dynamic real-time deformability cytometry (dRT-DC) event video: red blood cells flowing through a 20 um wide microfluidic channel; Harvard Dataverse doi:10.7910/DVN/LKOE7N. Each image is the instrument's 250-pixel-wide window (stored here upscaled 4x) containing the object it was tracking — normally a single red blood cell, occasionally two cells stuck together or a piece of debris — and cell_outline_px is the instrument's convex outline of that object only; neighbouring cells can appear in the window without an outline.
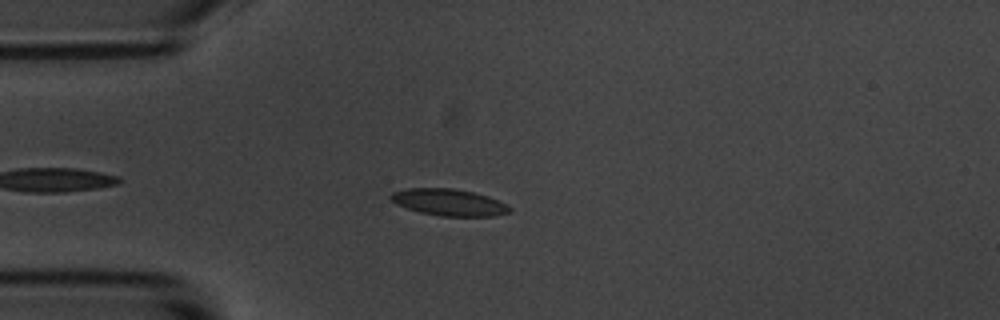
{"species": "common noctule bat (a hibernating species)", "species_latin": "Nyctalus noctula", "temperature_condition": "room temperature", "stored_images_in_passage": 43, "camera_frame_rate_fps": 3000, "um_per_image_px": 0.085, "animal": {"sex": "male", "body_mass_g": 20.1, "forearm_length_mm": 53.5}, "frame": {"image": 1, "passage_image": 8, "time_ms": 2.333, "image_size_px": [1000, 320], "cell_outline_px": [[512, 208], [508, 212], [492, 216], [440, 216], [420, 212], [396, 204], [388, 196], [392, 192], [408, 188], [452, 188], [472, 192], [488, 196], [508, 204]], "centroid_in_image_um": [38.16, 17.19], "position_along_channel_um": 46.8, "area_um2": 18.44}}
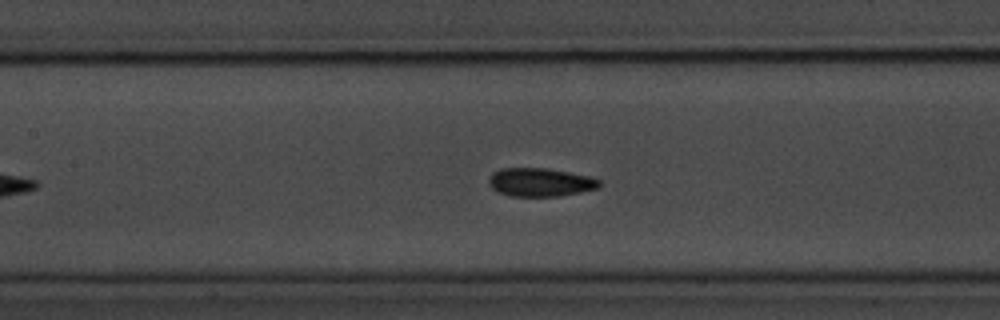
{"frame": {"image": 2, "passage_image": 19, "time_ms": 6.0, "image_size_px": [1000, 320], "cell_outline_px": [[604, 184], [600, 188], [560, 196], [512, 196], [496, 192], [488, 184], [488, 180], [492, 172], [500, 168], [544, 168], [592, 176], [600, 180]], "centroid_in_image_um": [45.94, 15.49], "position_along_channel_um": 161.5, "area_um2": 18.61}}
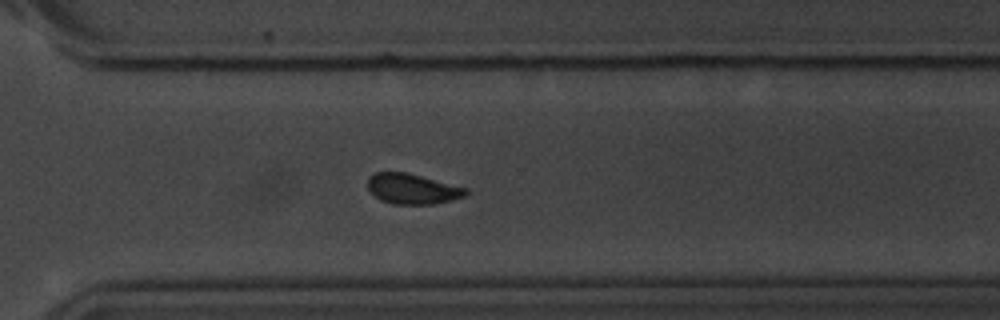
{"frame": {"image": 3, "passage_image": 34, "time_ms": 11.0, "image_size_px": [1000, 320], "cell_outline_px": [[468, 192], [464, 196], [452, 200], [436, 204], [392, 204], [380, 200], [368, 188], [368, 176], [376, 172], [408, 172], [468, 188]], "centroid_in_image_um": [35.07, 16.05], "position_along_channel_um": 335.5, "area_um2": 17.46}, "authors_computed_cell_mechanics": {"area_um2": 18.0336, "velocity_mm_per_s": 3.4944, "shape_relaxation_time_tau1_ms": 2.4679, "shape_relaxation_time_tau2_ms": 1.4714, "deformation_change_tau1": 0.0967, "deformation_change_tau2": 0.063}}